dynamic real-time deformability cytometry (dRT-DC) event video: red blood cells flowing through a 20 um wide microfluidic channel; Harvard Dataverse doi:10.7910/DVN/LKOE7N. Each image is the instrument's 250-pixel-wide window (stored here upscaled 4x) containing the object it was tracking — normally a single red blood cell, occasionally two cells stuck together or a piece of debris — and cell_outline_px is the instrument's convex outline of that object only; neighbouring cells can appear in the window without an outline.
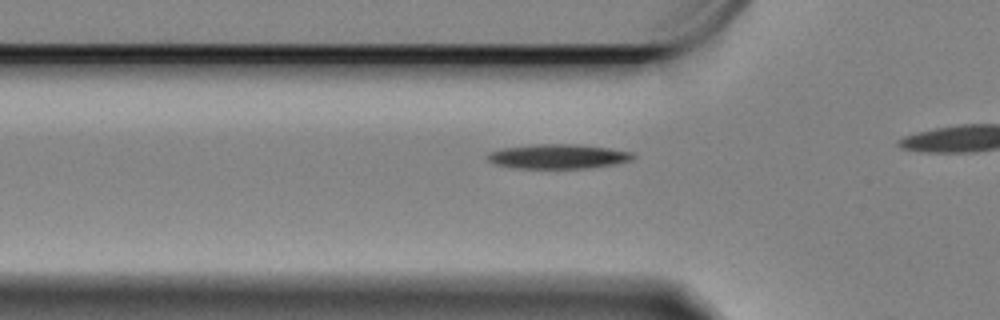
{"species": "Egyptian fruit bat (a non-hibernating species)", "species_latin": "Rousettus aegyptiacus", "temperature_condition": "cold", "stored_images_in_passage": 15, "camera_frame_rate_fps": 3000, "um_per_image_px": 0.085, "animal": {"sex": "female"}, "frame": {"image": 1, "passage_image": 9, "time_ms": 2.667, "image_size_px": [1000, 320], "cell_outline_px": [[636, 156], [632, 160], [616, 164], [588, 168], [516, 168], [496, 164], [488, 160], [488, 152], [504, 148], [536, 144], [572, 144], [608, 148], [632, 152]], "centroid_in_image_um": [47.47, 13.3], "position_along_channel_um": 78.3, "area_um2": 20.63}}
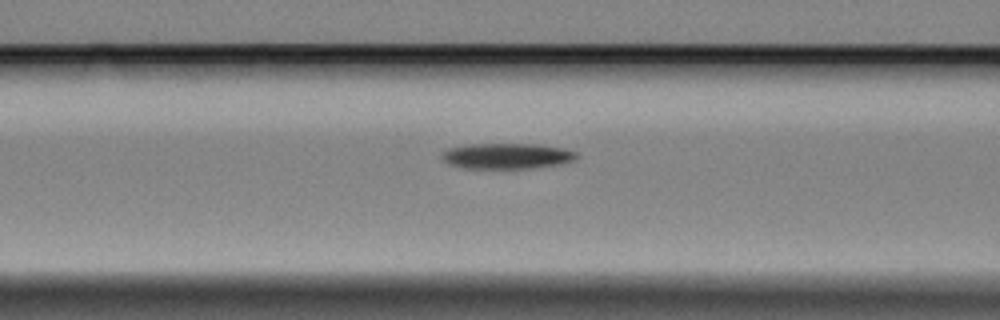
{"frame": {"image": 2, "passage_image": 13, "time_ms": 4.0, "image_size_px": [1000, 320], "cell_outline_px": [[576, 160], [560, 164], [532, 168], [464, 168], [448, 164], [440, 156], [448, 148], [468, 144], [536, 144], [564, 148], [576, 152]], "centroid_in_image_um": [43.08, 13.26], "position_along_channel_um": 123.5, "area_um2": 20.11}}